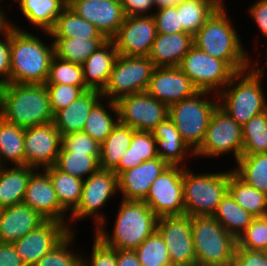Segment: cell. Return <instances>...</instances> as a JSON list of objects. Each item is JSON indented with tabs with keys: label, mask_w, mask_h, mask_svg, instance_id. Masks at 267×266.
Returning <instances> with one entry per match:
<instances>
[{
	"label": "cell",
	"mask_w": 267,
	"mask_h": 266,
	"mask_svg": "<svg viewBox=\"0 0 267 266\" xmlns=\"http://www.w3.org/2000/svg\"><path fill=\"white\" fill-rule=\"evenodd\" d=\"M224 4L225 1L194 35V45L206 54L225 61L235 72L243 71L252 65V58L242 45L237 27L233 26Z\"/></svg>",
	"instance_id": "cell-1"
},
{
	"label": "cell",
	"mask_w": 267,
	"mask_h": 266,
	"mask_svg": "<svg viewBox=\"0 0 267 266\" xmlns=\"http://www.w3.org/2000/svg\"><path fill=\"white\" fill-rule=\"evenodd\" d=\"M11 26L10 83L45 84L50 63L55 55L54 44L48 45L32 32L9 20Z\"/></svg>",
	"instance_id": "cell-2"
},
{
	"label": "cell",
	"mask_w": 267,
	"mask_h": 266,
	"mask_svg": "<svg viewBox=\"0 0 267 266\" xmlns=\"http://www.w3.org/2000/svg\"><path fill=\"white\" fill-rule=\"evenodd\" d=\"M0 117L23 128L53 122L46 85L4 84L0 94Z\"/></svg>",
	"instance_id": "cell-3"
},
{
	"label": "cell",
	"mask_w": 267,
	"mask_h": 266,
	"mask_svg": "<svg viewBox=\"0 0 267 266\" xmlns=\"http://www.w3.org/2000/svg\"><path fill=\"white\" fill-rule=\"evenodd\" d=\"M118 207L112 234L100 225L94 235L116 250H135L157 230L159 217L144 201L121 199Z\"/></svg>",
	"instance_id": "cell-4"
},
{
	"label": "cell",
	"mask_w": 267,
	"mask_h": 266,
	"mask_svg": "<svg viewBox=\"0 0 267 266\" xmlns=\"http://www.w3.org/2000/svg\"><path fill=\"white\" fill-rule=\"evenodd\" d=\"M257 63L236 72L230 82L218 94L219 106L239 125L243 126L252 117L267 111V99L262 88L264 67Z\"/></svg>",
	"instance_id": "cell-5"
},
{
	"label": "cell",
	"mask_w": 267,
	"mask_h": 266,
	"mask_svg": "<svg viewBox=\"0 0 267 266\" xmlns=\"http://www.w3.org/2000/svg\"><path fill=\"white\" fill-rule=\"evenodd\" d=\"M196 266H232L237 239L214 216L191 217Z\"/></svg>",
	"instance_id": "cell-6"
},
{
	"label": "cell",
	"mask_w": 267,
	"mask_h": 266,
	"mask_svg": "<svg viewBox=\"0 0 267 266\" xmlns=\"http://www.w3.org/2000/svg\"><path fill=\"white\" fill-rule=\"evenodd\" d=\"M231 170L193 173L187 167L183 172L185 215L213 216L222 198L228 192Z\"/></svg>",
	"instance_id": "cell-7"
},
{
	"label": "cell",
	"mask_w": 267,
	"mask_h": 266,
	"mask_svg": "<svg viewBox=\"0 0 267 266\" xmlns=\"http://www.w3.org/2000/svg\"><path fill=\"white\" fill-rule=\"evenodd\" d=\"M214 95L209 99L208 96ZM219 105L218 94L198 91L193 96L169 105V119L182 140L195 152L202 144L212 113Z\"/></svg>",
	"instance_id": "cell-8"
},
{
	"label": "cell",
	"mask_w": 267,
	"mask_h": 266,
	"mask_svg": "<svg viewBox=\"0 0 267 266\" xmlns=\"http://www.w3.org/2000/svg\"><path fill=\"white\" fill-rule=\"evenodd\" d=\"M117 193L118 176L112 170L99 169L89 176L83 181L81 199L78 206L69 214V229L75 231L74 227H71V223L74 224L76 221L78 222L87 217L94 218L95 229L100 225H106V214L101 213L99 209H104L103 205H107L109 199Z\"/></svg>",
	"instance_id": "cell-9"
},
{
	"label": "cell",
	"mask_w": 267,
	"mask_h": 266,
	"mask_svg": "<svg viewBox=\"0 0 267 266\" xmlns=\"http://www.w3.org/2000/svg\"><path fill=\"white\" fill-rule=\"evenodd\" d=\"M154 68L148 56L118 55L108 83L101 92L103 98L117 102L122 97L145 92Z\"/></svg>",
	"instance_id": "cell-10"
},
{
	"label": "cell",
	"mask_w": 267,
	"mask_h": 266,
	"mask_svg": "<svg viewBox=\"0 0 267 266\" xmlns=\"http://www.w3.org/2000/svg\"><path fill=\"white\" fill-rule=\"evenodd\" d=\"M242 146V126L218 105L212 113L204 140L194 156L218 158L231 153L236 162L242 155Z\"/></svg>",
	"instance_id": "cell-11"
},
{
	"label": "cell",
	"mask_w": 267,
	"mask_h": 266,
	"mask_svg": "<svg viewBox=\"0 0 267 266\" xmlns=\"http://www.w3.org/2000/svg\"><path fill=\"white\" fill-rule=\"evenodd\" d=\"M179 68L199 91L219 94L236 73L225 61L198 49L195 45L186 53Z\"/></svg>",
	"instance_id": "cell-12"
},
{
	"label": "cell",
	"mask_w": 267,
	"mask_h": 266,
	"mask_svg": "<svg viewBox=\"0 0 267 266\" xmlns=\"http://www.w3.org/2000/svg\"><path fill=\"white\" fill-rule=\"evenodd\" d=\"M184 167L168 166L151 184L144 202L158 216L185 215Z\"/></svg>",
	"instance_id": "cell-13"
},
{
	"label": "cell",
	"mask_w": 267,
	"mask_h": 266,
	"mask_svg": "<svg viewBox=\"0 0 267 266\" xmlns=\"http://www.w3.org/2000/svg\"><path fill=\"white\" fill-rule=\"evenodd\" d=\"M116 105L119 122L136 131L152 132L169 114V106L146 91L122 97Z\"/></svg>",
	"instance_id": "cell-14"
},
{
	"label": "cell",
	"mask_w": 267,
	"mask_h": 266,
	"mask_svg": "<svg viewBox=\"0 0 267 266\" xmlns=\"http://www.w3.org/2000/svg\"><path fill=\"white\" fill-rule=\"evenodd\" d=\"M157 231L164 239L171 263L179 266H196L191 216L159 217Z\"/></svg>",
	"instance_id": "cell-15"
},
{
	"label": "cell",
	"mask_w": 267,
	"mask_h": 266,
	"mask_svg": "<svg viewBox=\"0 0 267 266\" xmlns=\"http://www.w3.org/2000/svg\"><path fill=\"white\" fill-rule=\"evenodd\" d=\"M156 34V23L152 15H126L112 40L119 55L148 56Z\"/></svg>",
	"instance_id": "cell-16"
},
{
	"label": "cell",
	"mask_w": 267,
	"mask_h": 266,
	"mask_svg": "<svg viewBox=\"0 0 267 266\" xmlns=\"http://www.w3.org/2000/svg\"><path fill=\"white\" fill-rule=\"evenodd\" d=\"M61 145L62 136L53 122L25 128V165L35 169L54 166Z\"/></svg>",
	"instance_id": "cell-17"
},
{
	"label": "cell",
	"mask_w": 267,
	"mask_h": 266,
	"mask_svg": "<svg viewBox=\"0 0 267 266\" xmlns=\"http://www.w3.org/2000/svg\"><path fill=\"white\" fill-rule=\"evenodd\" d=\"M72 231L66 223L46 220L37 229L13 242L16 252L26 266H33L45 254L54 249Z\"/></svg>",
	"instance_id": "cell-18"
},
{
	"label": "cell",
	"mask_w": 267,
	"mask_h": 266,
	"mask_svg": "<svg viewBox=\"0 0 267 266\" xmlns=\"http://www.w3.org/2000/svg\"><path fill=\"white\" fill-rule=\"evenodd\" d=\"M68 7L112 39L123 24L125 12L119 0H68Z\"/></svg>",
	"instance_id": "cell-19"
},
{
	"label": "cell",
	"mask_w": 267,
	"mask_h": 266,
	"mask_svg": "<svg viewBox=\"0 0 267 266\" xmlns=\"http://www.w3.org/2000/svg\"><path fill=\"white\" fill-rule=\"evenodd\" d=\"M23 203L46 220L59 221L68 225L69 213L60 205L50 176L42 169H37L30 176Z\"/></svg>",
	"instance_id": "cell-20"
},
{
	"label": "cell",
	"mask_w": 267,
	"mask_h": 266,
	"mask_svg": "<svg viewBox=\"0 0 267 266\" xmlns=\"http://www.w3.org/2000/svg\"><path fill=\"white\" fill-rule=\"evenodd\" d=\"M199 90L179 67H155L146 92L168 106Z\"/></svg>",
	"instance_id": "cell-21"
},
{
	"label": "cell",
	"mask_w": 267,
	"mask_h": 266,
	"mask_svg": "<svg viewBox=\"0 0 267 266\" xmlns=\"http://www.w3.org/2000/svg\"><path fill=\"white\" fill-rule=\"evenodd\" d=\"M169 165L160 157L144 161L140 165L122 172L118 176V191L123 200L144 201L152 182Z\"/></svg>",
	"instance_id": "cell-22"
},
{
	"label": "cell",
	"mask_w": 267,
	"mask_h": 266,
	"mask_svg": "<svg viewBox=\"0 0 267 266\" xmlns=\"http://www.w3.org/2000/svg\"><path fill=\"white\" fill-rule=\"evenodd\" d=\"M45 221V218L24 203L3 208L0 217V243H13Z\"/></svg>",
	"instance_id": "cell-23"
},
{
	"label": "cell",
	"mask_w": 267,
	"mask_h": 266,
	"mask_svg": "<svg viewBox=\"0 0 267 266\" xmlns=\"http://www.w3.org/2000/svg\"><path fill=\"white\" fill-rule=\"evenodd\" d=\"M193 46L194 36L190 33H157L148 57L155 67H179Z\"/></svg>",
	"instance_id": "cell-24"
},
{
	"label": "cell",
	"mask_w": 267,
	"mask_h": 266,
	"mask_svg": "<svg viewBox=\"0 0 267 266\" xmlns=\"http://www.w3.org/2000/svg\"><path fill=\"white\" fill-rule=\"evenodd\" d=\"M152 134L156 139L158 156L169 166L186 167L187 161L185 162V159L195 157L194 152L182 140L181 134L169 117L159 123Z\"/></svg>",
	"instance_id": "cell-25"
},
{
	"label": "cell",
	"mask_w": 267,
	"mask_h": 266,
	"mask_svg": "<svg viewBox=\"0 0 267 266\" xmlns=\"http://www.w3.org/2000/svg\"><path fill=\"white\" fill-rule=\"evenodd\" d=\"M118 55L113 40L107 39L81 65L85 84L90 90H104Z\"/></svg>",
	"instance_id": "cell-26"
},
{
	"label": "cell",
	"mask_w": 267,
	"mask_h": 266,
	"mask_svg": "<svg viewBox=\"0 0 267 266\" xmlns=\"http://www.w3.org/2000/svg\"><path fill=\"white\" fill-rule=\"evenodd\" d=\"M103 98L100 91L87 90L72 104L54 115L53 123L64 136L73 132H82L91 109Z\"/></svg>",
	"instance_id": "cell-27"
},
{
	"label": "cell",
	"mask_w": 267,
	"mask_h": 266,
	"mask_svg": "<svg viewBox=\"0 0 267 266\" xmlns=\"http://www.w3.org/2000/svg\"><path fill=\"white\" fill-rule=\"evenodd\" d=\"M37 169L27 165L0 166V207L23 203L30 176Z\"/></svg>",
	"instance_id": "cell-28"
},
{
	"label": "cell",
	"mask_w": 267,
	"mask_h": 266,
	"mask_svg": "<svg viewBox=\"0 0 267 266\" xmlns=\"http://www.w3.org/2000/svg\"><path fill=\"white\" fill-rule=\"evenodd\" d=\"M67 6L68 0H24L18 8L25 20L44 34L54 27L56 19Z\"/></svg>",
	"instance_id": "cell-29"
},
{
	"label": "cell",
	"mask_w": 267,
	"mask_h": 266,
	"mask_svg": "<svg viewBox=\"0 0 267 266\" xmlns=\"http://www.w3.org/2000/svg\"><path fill=\"white\" fill-rule=\"evenodd\" d=\"M45 33L50 38L106 39L94 24L78 16L68 6L58 16L54 27Z\"/></svg>",
	"instance_id": "cell-30"
},
{
	"label": "cell",
	"mask_w": 267,
	"mask_h": 266,
	"mask_svg": "<svg viewBox=\"0 0 267 266\" xmlns=\"http://www.w3.org/2000/svg\"><path fill=\"white\" fill-rule=\"evenodd\" d=\"M157 157L159 156L157 154L156 139L152 132L135 131L129 148L112 171L119 176L122 172Z\"/></svg>",
	"instance_id": "cell-31"
},
{
	"label": "cell",
	"mask_w": 267,
	"mask_h": 266,
	"mask_svg": "<svg viewBox=\"0 0 267 266\" xmlns=\"http://www.w3.org/2000/svg\"><path fill=\"white\" fill-rule=\"evenodd\" d=\"M118 122L119 117L116 102L102 98L91 109L82 132L88 134L101 144Z\"/></svg>",
	"instance_id": "cell-32"
},
{
	"label": "cell",
	"mask_w": 267,
	"mask_h": 266,
	"mask_svg": "<svg viewBox=\"0 0 267 266\" xmlns=\"http://www.w3.org/2000/svg\"><path fill=\"white\" fill-rule=\"evenodd\" d=\"M24 138L25 128L0 117V166L25 165Z\"/></svg>",
	"instance_id": "cell-33"
},
{
	"label": "cell",
	"mask_w": 267,
	"mask_h": 266,
	"mask_svg": "<svg viewBox=\"0 0 267 266\" xmlns=\"http://www.w3.org/2000/svg\"><path fill=\"white\" fill-rule=\"evenodd\" d=\"M224 0H183L177 5L182 32L193 36Z\"/></svg>",
	"instance_id": "cell-34"
},
{
	"label": "cell",
	"mask_w": 267,
	"mask_h": 266,
	"mask_svg": "<svg viewBox=\"0 0 267 266\" xmlns=\"http://www.w3.org/2000/svg\"><path fill=\"white\" fill-rule=\"evenodd\" d=\"M136 130L121 124L112 129V132L101 143L100 169L113 170L120 162L121 157L129 148L133 133Z\"/></svg>",
	"instance_id": "cell-35"
},
{
	"label": "cell",
	"mask_w": 267,
	"mask_h": 266,
	"mask_svg": "<svg viewBox=\"0 0 267 266\" xmlns=\"http://www.w3.org/2000/svg\"><path fill=\"white\" fill-rule=\"evenodd\" d=\"M213 216L236 239L239 238L255 218L244 210L229 192L222 198Z\"/></svg>",
	"instance_id": "cell-36"
},
{
	"label": "cell",
	"mask_w": 267,
	"mask_h": 266,
	"mask_svg": "<svg viewBox=\"0 0 267 266\" xmlns=\"http://www.w3.org/2000/svg\"><path fill=\"white\" fill-rule=\"evenodd\" d=\"M228 192L244 210L254 217L267 216V196L241 180L233 171L230 174Z\"/></svg>",
	"instance_id": "cell-37"
},
{
	"label": "cell",
	"mask_w": 267,
	"mask_h": 266,
	"mask_svg": "<svg viewBox=\"0 0 267 266\" xmlns=\"http://www.w3.org/2000/svg\"><path fill=\"white\" fill-rule=\"evenodd\" d=\"M43 170L50 176L60 205L71 213L80 202L83 180L64 173L55 166Z\"/></svg>",
	"instance_id": "cell-38"
},
{
	"label": "cell",
	"mask_w": 267,
	"mask_h": 266,
	"mask_svg": "<svg viewBox=\"0 0 267 266\" xmlns=\"http://www.w3.org/2000/svg\"><path fill=\"white\" fill-rule=\"evenodd\" d=\"M232 170L241 180L267 196V153L241 155Z\"/></svg>",
	"instance_id": "cell-39"
},
{
	"label": "cell",
	"mask_w": 267,
	"mask_h": 266,
	"mask_svg": "<svg viewBox=\"0 0 267 266\" xmlns=\"http://www.w3.org/2000/svg\"><path fill=\"white\" fill-rule=\"evenodd\" d=\"M107 39L52 38L55 56L82 65Z\"/></svg>",
	"instance_id": "cell-40"
},
{
	"label": "cell",
	"mask_w": 267,
	"mask_h": 266,
	"mask_svg": "<svg viewBox=\"0 0 267 266\" xmlns=\"http://www.w3.org/2000/svg\"><path fill=\"white\" fill-rule=\"evenodd\" d=\"M54 166L58 170L84 181L100 169V156L60 151Z\"/></svg>",
	"instance_id": "cell-41"
},
{
	"label": "cell",
	"mask_w": 267,
	"mask_h": 266,
	"mask_svg": "<svg viewBox=\"0 0 267 266\" xmlns=\"http://www.w3.org/2000/svg\"><path fill=\"white\" fill-rule=\"evenodd\" d=\"M242 155L267 153V111L242 126Z\"/></svg>",
	"instance_id": "cell-42"
},
{
	"label": "cell",
	"mask_w": 267,
	"mask_h": 266,
	"mask_svg": "<svg viewBox=\"0 0 267 266\" xmlns=\"http://www.w3.org/2000/svg\"><path fill=\"white\" fill-rule=\"evenodd\" d=\"M45 84L86 86L82 66L54 55L50 63L49 74Z\"/></svg>",
	"instance_id": "cell-43"
},
{
	"label": "cell",
	"mask_w": 267,
	"mask_h": 266,
	"mask_svg": "<svg viewBox=\"0 0 267 266\" xmlns=\"http://www.w3.org/2000/svg\"><path fill=\"white\" fill-rule=\"evenodd\" d=\"M142 266H162L170 262L164 239L156 230L135 249Z\"/></svg>",
	"instance_id": "cell-44"
},
{
	"label": "cell",
	"mask_w": 267,
	"mask_h": 266,
	"mask_svg": "<svg viewBox=\"0 0 267 266\" xmlns=\"http://www.w3.org/2000/svg\"><path fill=\"white\" fill-rule=\"evenodd\" d=\"M74 236L75 232L72 231L62 242L49 253L42 256L33 266H81L82 253L80 254V250L78 252L72 250L74 249L72 248L74 247Z\"/></svg>",
	"instance_id": "cell-45"
},
{
	"label": "cell",
	"mask_w": 267,
	"mask_h": 266,
	"mask_svg": "<svg viewBox=\"0 0 267 266\" xmlns=\"http://www.w3.org/2000/svg\"><path fill=\"white\" fill-rule=\"evenodd\" d=\"M267 245V216L255 217L237 239V246L248 250L263 251Z\"/></svg>",
	"instance_id": "cell-46"
},
{
	"label": "cell",
	"mask_w": 267,
	"mask_h": 266,
	"mask_svg": "<svg viewBox=\"0 0 267 266\" xmlns=\"http://www.w3.org/2000/svg\"><path fill=\"white\" fill-rule=\"evenodd\" d=\"M50 97V108L55 115L72 104L81 94L90 90L87 86H73L69 84H45Z\"/></svg>",
	"instance_id": "cell-47"
},
{
	"label": "cell",
	"mask_w": 267,
	"mask_h": 266,
	"mask_svg": "<svg viewBox=\"0 0 267 266\" xmlns=\"http://www.w3.org/2000/svg\"><path fill=\"white\" fill-rule=\"evenodd\" d=\"M101 144L84 132H73L62 136L60 151L88 153L90 156H100Z\"/></svg>",
	"instance_id": "cell-48"
},
{
	"label": "cell",
	"mask_w": 267,
	"mask_h": 266,
	"mask_svg": "<svg viewBox=\"0 0 267 266\" xmlns=\"http://www.w3.org/2000/svg\"><path fill=\"white\" fill-rule=\"evenodd\" d=\"M93 240L92 253L89 257L82 254L81 266H117V250L106 245L96 235Z\"/></svg>",
	"instance_id": "cell-49"
},
{
	"label": "cell",
	"mask_w": 267,
	"mask_h": 266,
	"mask_svg": "<svg viewBox=\"0 0 267 266\" xmlns=\"http://www.w3.org/2000/svg\"><path fill=\"white\" fill-rule=\"evenodd\" d=\"M154 11L152 16L156 23L157 33L172 34L182 32L177 6L164 7Z\"/></svg>",
	"instance_id": "cell-50"
},
{
	"label": "cell",
	"mask_w": 267,
	"mask_h": 266,
	"mask_svg": "<svg viewBox=\"0 0 267 266\" xmlns=\"http://www.w3.org/2000/svg\"><path fill=\"white\" fill-rule=\"evenodd\" d=\"M0 81L10 83L11 26L0 34Z\"/></svg>",
	"instance_id": "cell-51"
},
{
	"label": "cell",
	"mask_w": 267,
	"mask_h": 266,
	"mask_svg": "<svg viewBox=\"0 0 267 266\" xmlns=\"http://www.w3.org/2000/svg\"><path fill=\"white\" fill-rule=\"evenodd\" d=\"M232 266H267V255L263 251L236 246Z\"/></svg>",
	"instance_id": "cell-52"
},
{
	"label": "cell",
	"mask_w": 267,
	"mask_h": 266,
	"mask_svg": "<svg viewBox=\"0 0 267 266\" xmlns=\"http://www.w3.org/2000/svg\"><path fill=\"white\" fill-rule=\"evenodd\" d=\"M249 14L260 33L267 40V0H258L252 6H249Z\"/></svg>",
	"instance_id": "cell-53"
},
{
	"label": "cell",
	"mask_w": 267,
	"mask_h": 266,
	"mask_svg": "<svg viewBox=\"0 0 267 266\" xmlns=\"http://www.w3.org/2000/svg\"><path fill=\"white\" fill-rule=\"evenodd\" d=\"M122 3L125 15L140 16L152 15L153 0H119ZM150 12V13H149Z\"/></svg>",
	"instance_id": "cell-54"
},
{
	"label": "cell",
	"mask_w": 267,
	"mask_h": 266,
	"mask_svg": "<svg viewBox=\"0 0 267 266\" xmlns=\"http://www.w3.org/2000/svg\"><path fill=\"white\" fill-rule=\"evenodd\" d=\"M0 266H26L12 243H0Z\"/></svg>",
	"instance_id": "cell-55"
},
{
	"label": "cell",
	"mask_w": 267,
	"mask_h": 266,
	"mask_svg": "<svg viewBox=\"0 0 267 266\" xmlns=\"http://www.w3.org/2000/svg\"><path fill=\"white\" fill-rule=\"evenodd\" d=\"M117 266H142L135 250H117Z\"/></svg>",
	"instance_id": "cell-56"
},
{
	"label": "cell",
	"mask_w": 267,
	"mask_h": 266,
	"mask_svg": "<svg viewBox=\"0 0 267 266\" xmlns=\"http://www.w3.org/2000/svg\"><path fill=\"white\" fill-rule=\"evenodd\" d=\"M183 0H153V5L156 9H161L164 7L177 6Z\"/></svg>",
	"instance_id": "cell-57"
},
{
	"label": "cell",
	"mask_w": 267,
	"mask_h": 266,
	"mask_svg": "<svg viewBox=\"0 0 267 266\" xmlns=\"http://www.w3.org/2000/svg\"><path fill=\"white\" fill-rule=\"evenodd\" d=\"M7 17V14H5L4 11L0 9V34L10 27V23L7 20Z\"/></svg>",
	"instance_id": "cell-58"
},
{
	"label": "cell",
	"mask_w": 267,
	"mask_h": 266,
	"mask_svg": "<svg viewBox=\"0 0 267 266\" xmlns=\"http://www.w3.org/2000/svg\"><path fill=\"white\" fill-rule=\"evenodd\" d=\"M3 87H4V84L0 81V94H1V92L3 90Z\"/></svg>",
	"instance_id": "cell-59"
},
{
	"label": "cell",
	"mask_w": 267,
	"mask_h": 266,
	"mask_svg": "<svg viewBox=\"0 0 267 266\" xmlns=\"http://www.w3.org/2000/svg\"><path fill=\"white\" fill-rule=\"evenodd\" d=\"M162 266H179V265H176V264H173V263H168V264H165V265H162Z\"/></svg>",
	"instance_id": "cell-60"
},
{
	"label": "cell",
	"mask_w": 267,
	"mask_h": 266,
	"mask_svg": "<svg viewBox=\"0 0 267 266\" xmlns=\"http://www.w3.org/2000/svg\"><path fill=\"white\" fill-rule=\"evenodd\" d=\"M263 252L267 255V245H266L265 249L263 250Z\"/></svg>",
	"instance_id": "cell-61"
},
{
	"label": "cell",
	"mask_w": 267,
	"mask_h": 266,
	"mask_svg": "<svg viewBox=\"0 0 267 266\" xmlns=\"http://www.w3.org/2000/svg\"><path fill=\"white\" fill-rule=\"evenodd\" d=\"M22 1L24 0H16L15 3L17 2L18 4H20Z\"/></svg>",
	"instance_id": "cell-62"
},
{
	"label": "cell",
	"mask_w": 267,
	"mask_h": 266,
	"mask_svg": "<svg viewBox=\"0 0 267 266\" xmlns=\"http://www.w3.org/2000/svg\"><path fill=\"white\" fill-rule=\"evenodd\" d=\"M1 214H2V208L0 207V217H1Z\"/></svg>",
	"instance_id": "cell-63"
}]
</instances>
